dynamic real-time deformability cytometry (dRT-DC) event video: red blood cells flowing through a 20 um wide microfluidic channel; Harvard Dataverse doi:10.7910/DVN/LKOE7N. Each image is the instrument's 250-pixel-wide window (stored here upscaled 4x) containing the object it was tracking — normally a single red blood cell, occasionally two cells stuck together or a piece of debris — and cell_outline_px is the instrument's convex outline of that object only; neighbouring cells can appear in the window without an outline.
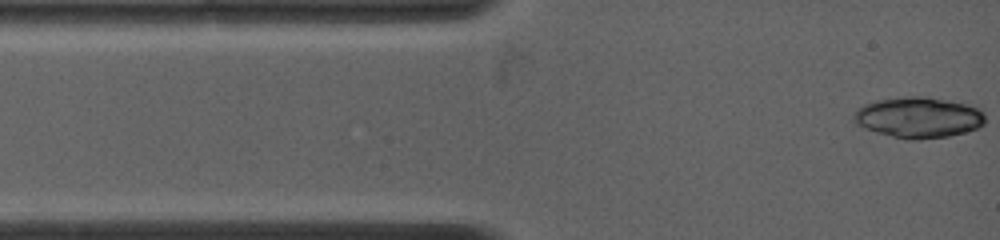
{"species": "common noctule bat (a hibernating species)", "species_latin": "Nyctalus noctula", "temperature_condition": "warm", "stored_images_in_passage": 12, "camera_frame_rate_fps": 4500, "um_per_image_px": 0.085, "animal": {"sex": "female", "body_mass_g": 19.0, "forearm_length_mm": 53.3}, "frame": {"image": 1, "passage_image": 1, "time_ms": 0.0, "image_size_px": [1000, 240], "cell_outline_px": [[984, 124], [976, 128], [964, 132], [948, 136], [920, 140], [904, 140], [876, 132], [864, 128], [856, 124], [852, 120], [852, 116], [856, 108], [864, 104], [876, 100], [908, 96], [924, 96], [948, 100], [964, 104], [976, 108], [984, 116]], "centroid_in_image_um": [77.98, 9.99], "position_along_channel_um": 7.0, "area_um2": 31.33}}